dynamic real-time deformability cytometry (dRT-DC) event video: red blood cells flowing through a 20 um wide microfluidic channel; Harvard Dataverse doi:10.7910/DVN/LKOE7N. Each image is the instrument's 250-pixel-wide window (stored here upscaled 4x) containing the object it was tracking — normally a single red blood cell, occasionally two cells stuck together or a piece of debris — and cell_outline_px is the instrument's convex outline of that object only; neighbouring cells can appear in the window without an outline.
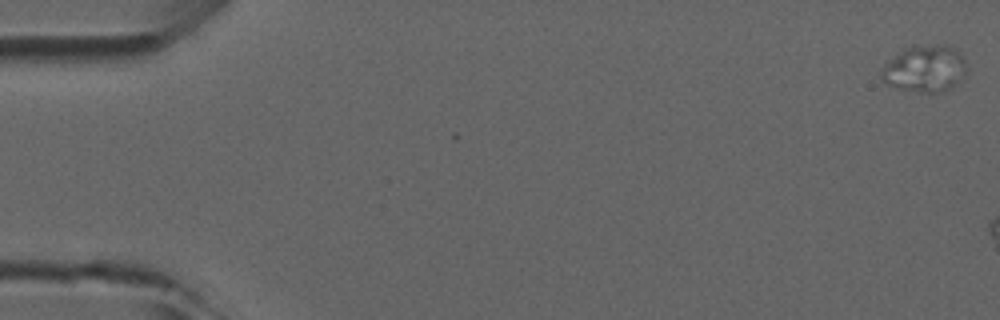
{"species": "common noctule bat (a hibernating species)", "species_latin": "Nyctalus noctula", "temperature_condition": "room temperature", "stored_images_in_passage": 3, "camera_frame_rate_fps": 3000, "um_per_image_px": 0.085, "animal": {"sex": "male", "forearm_length_mm": 52.5}, "frame": {"image": 1, "passage_image": 1, "time_ms": 0.0, "image_size_px": [1000, 320], "cell_outline_px": [[968, 68], [964, 76], [952, 88], [944, 92], [920, 92], [900, 88], [888, 84], [880, 76], [880, 72], [884, 64], [888, 60], [904, 48], [912, 44], [944, 44], [956, 48], [964, 60]], "centroid_in_image_um": [78.63, 5.8], "position_along_channel_um": 6.4, "area_um2": 23.64}}